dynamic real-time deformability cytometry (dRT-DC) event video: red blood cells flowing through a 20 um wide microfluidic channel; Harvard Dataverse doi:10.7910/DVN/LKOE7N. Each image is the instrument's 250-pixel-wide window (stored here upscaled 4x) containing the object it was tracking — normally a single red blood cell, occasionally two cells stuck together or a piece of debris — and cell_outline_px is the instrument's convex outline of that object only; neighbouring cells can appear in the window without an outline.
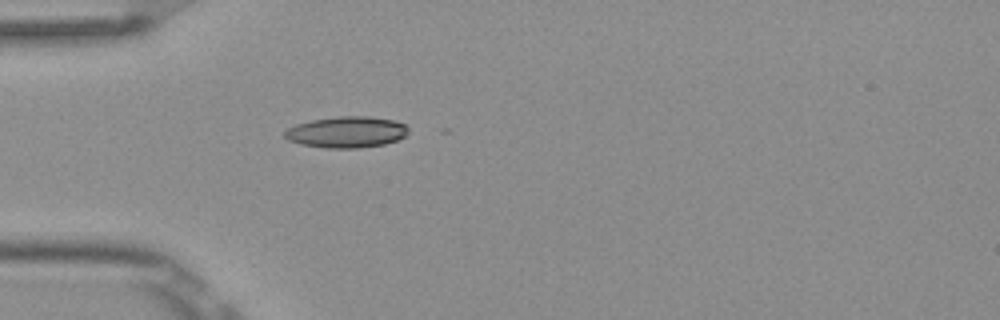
{"species": "Egyptian fruit bat (a non-hibernating species)", "species_latin": "Rousettus aegyptiacus", "temperature_condition": "room temperature", "stored_images_in_passage": 5, "camera_frame_rate_fps": 3000, "um_per_image_px": 0.085, "frame": {"image": 1, "passage_image": 5, "time_ms": 1.333, "image_size_px": [1000, 320], "cell_outline_px": [[408, 132], [404, 136], [396, 140], [384, 144], [360, 148], [328, 148], [300, 144], [288, 140], [284, 136], [284, 132], [288, 128], [296, 124], [312, 120], [340, 116], [368, 116], [392, 120], [408, 124]], "centroid_in_image_um": [29.46, 11.22], "position_along_channel_um": 55.5, "area_um2": 22.48}}